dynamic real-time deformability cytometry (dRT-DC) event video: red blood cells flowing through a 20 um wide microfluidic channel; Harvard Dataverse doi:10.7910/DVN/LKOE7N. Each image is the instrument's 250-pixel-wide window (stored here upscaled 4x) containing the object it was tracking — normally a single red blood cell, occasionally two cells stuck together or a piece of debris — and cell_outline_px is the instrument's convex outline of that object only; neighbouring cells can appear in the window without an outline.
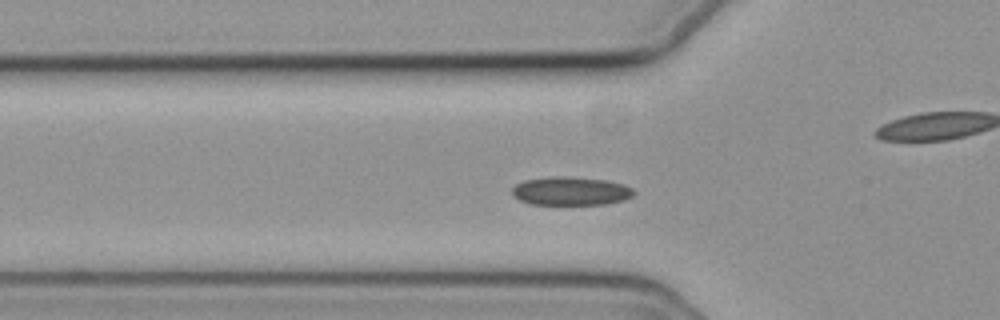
{"species": "common noctule bat (a hibernating species)", "species_latin": "Nyctalus noctula", "temperature_condition": "cold", "stored_images_in_passage": 54, "camera_frame_rate_fps": 3000, "um_per_image_px": 0.085, "animal": {"sex": "female", "body_mass_g": 19.3, "forearm_length_mm": 54.1}, "frame": {"image": 1, "passage_image": 16, "time_ms": 5.0, "image_size_px": [1000, 320], "cell_outline_px": [[636, 192], [632, 196], [624, 200], [604, 204], [532, 204], [520, 200], [512, 196], [512, 188], [516, 184], [524, 180], [552, 176], [564, 176], [604, 180], [624, 184], [632, 188]], "centroid_in_image_um": [48.5, 16.24], "position_along_channel_um": 77.3, "area_um2": 20.17}}
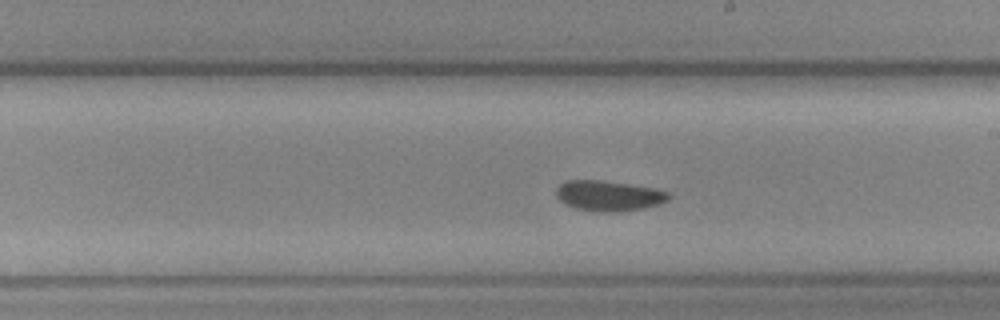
{"frame": {"image": 2, "passage_image": 29, "time_ms": 9.333, "image_size_px": [1000, 320], "cell_outline_px": [[672, 196], [668, 200], [660, 204], [644, 208], [616, 212], [600, 212], [576, 208], [564, 204], [556, 196], [556, 188], [564, 180], [600, 180], [652, 188], [668, 192]], "centroid_in_image_um": [51.72, 16.64], "position_along_channel_um": 237.3, "area_um2": 19.88}}
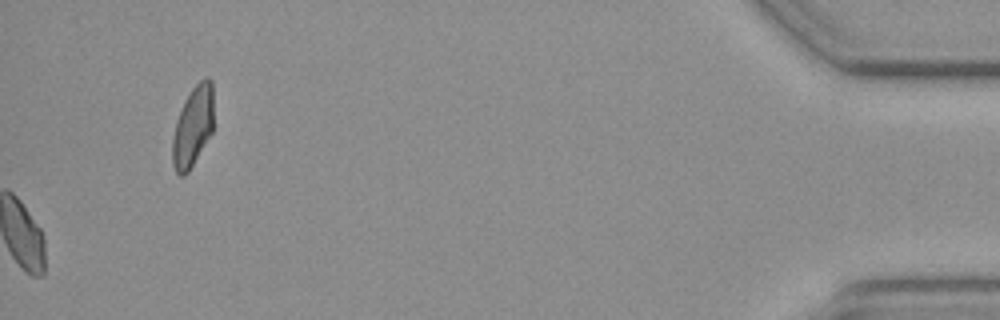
{"frame": {"image": 3, "passage_image": 54, "time_ms": 17.667, "image_size_px": [1000, 320], "cell_outline_px": [[212, 132], [188, 172], [184, 176], [180, 176], [176, 172], [172, 164], [172, 140], [176, 120], [184, 100], [192, 88], [200, 80], [208, 76], [212, 80]], "centroid_in_image_um": [16.37, 10.75], "position_along_channel_um": 418.8, "area_um2": 19.19}, "authors_computed_cell_mechanics": {"area_um2": 19.8832, "velocity_mm_per_s": 3.6903, "shape_relaxation_time_tau1_ms": null, "shape_relaxation_time_tau2_ms": 9.8011, "deformation_change_tau1": null, "deformation_change_tau2": 0.1179}}